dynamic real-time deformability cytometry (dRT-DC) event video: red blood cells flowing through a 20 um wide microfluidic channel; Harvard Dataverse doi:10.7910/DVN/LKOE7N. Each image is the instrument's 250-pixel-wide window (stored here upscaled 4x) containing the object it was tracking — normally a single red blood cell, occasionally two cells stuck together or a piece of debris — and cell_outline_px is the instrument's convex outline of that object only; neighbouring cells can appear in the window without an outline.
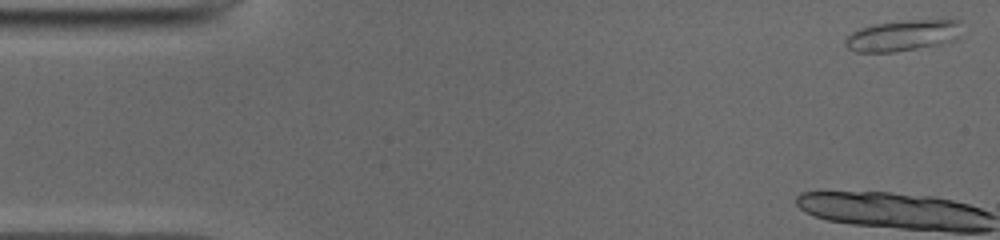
{"species": "common noctule bat (a hibernating species)", "species_latin": "Nyctalus noctula", "temperature_condition": "cold", "stored_images_in_passage": 13, "camera_frame_rate_fps": 3000, "um_per_image_px": 0.085, "animal": {"sex": "male", "body_mass_g": 19.0, "forearm_length_mm": 50.8}, "frame": {"image": 1, "passage_image": 1, "time_ms": 0.0, "image_size_px": [1000, 240], "cell_outline_px": [[960, 20], [956, 36], [952, 40], [940, 44], [892, 52], [856, 52], [848, 48], [844, 44], [844, 40], [852, 32], [860, 28], [876, 24], [908, 20]], "centroid_in_image_um": [76.65, 3.02], "position_along_channel_um": 8.4, "area_um2": 20.52}}